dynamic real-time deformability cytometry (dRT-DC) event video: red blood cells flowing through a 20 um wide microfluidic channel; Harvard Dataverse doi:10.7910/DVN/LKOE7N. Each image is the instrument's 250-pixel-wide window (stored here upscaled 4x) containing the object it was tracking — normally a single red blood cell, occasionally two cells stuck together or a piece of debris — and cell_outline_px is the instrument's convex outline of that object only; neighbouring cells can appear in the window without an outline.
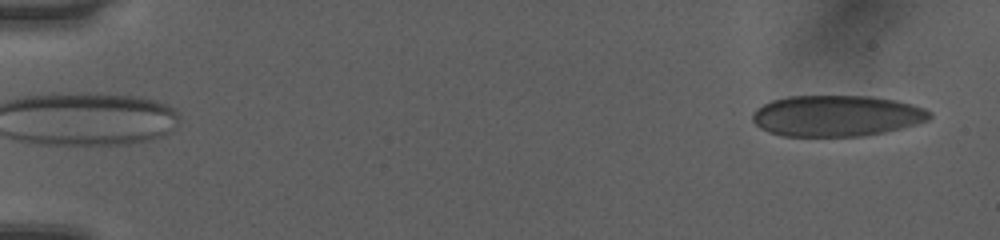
{"species": "human", "species_latin": "Homo sapiens", "temperature_condition": "room temperature", "stored_images_in_passage": 52, "camera_frame_rate_fps": 3000, "um_per_image_px": 0.085, "donor": {"sex": "female"}, "frame": {"image": 1, "passage_image": 2, "time_ms": 0.333, "image_size_px": [1000, 240], "cell_outline_px": [[932, 116], [928, 120], [900, 128], [884, 132], [860, 136], [784, 136], [768, 132], [760, 128], [752, 120], [752, 112], [756, 108], [772, 100], [792, 96], [868, 96], [896, 100], [912, 104], [924, 108], [932, 112]], "centroid_in_image_um": [71.09, 9.84], "position_along_channel_um": 13.9, "area_um2": 42.37}}
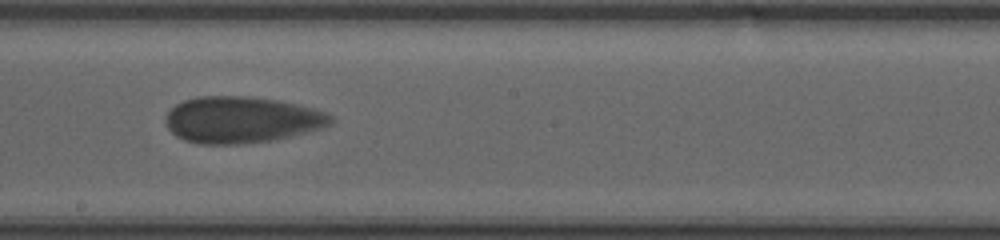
{"frame": {"image": 2, "passage_image": 30, "time_ms": 9.667, "image_size_px": [1000, 240], "cell_outline_px": [[332, 120], [328, 124], [320, 128], [272, 140], [240, 144], [200, 144], [184, 140], [176, 136], [168, 128], [164, 120], [168, 112], [176, 104], [184, 100], [196, 96], [248, 96], [280, 100], [312, 108], [324, 112], [332, 116]], "centroid_in_image_um": [20.47, 10.17], "position_along_channel_um": 227.7, "area_um2": 44.45}}
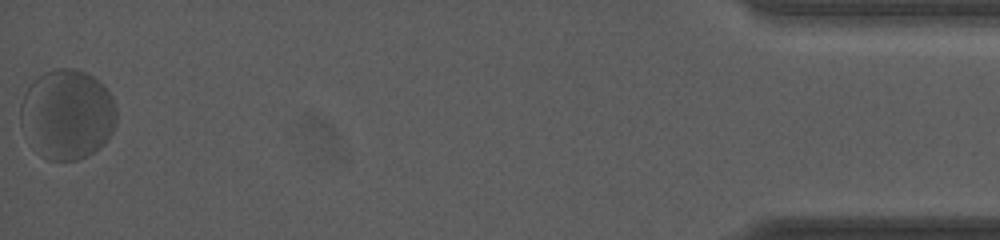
{"frame": {"image": 3, "passage_image": 52, "time_ms": 17.0, "image_size_px": [1000, 240], "cell_outline_px": [[116, 124], [112, 132], [100, 148], [76, 160], [48, 160], [44, 156], [20, 124], [20, 104], [24, 92], [28, 84], [32, 80], [56, 68], [72, 68], [84, 72], [92, 76], [104, 84], [112, 96], [116, 104]], "centroid_in_image_um": [5.74, 9.67], "position_along_channel_um": 429.5, "area_um2": 49.94}, "authors_computed_cell_mechanics": {"area_um2": 44.0147, "velocity_mm_per_s": 3.9017, "shape_relaxation_time_tau1_ms": 2.9158, "shape_relaxation_time_tau2_ms": null, "deformation_change_tau1": 0.0596, "deformation_change_tau2": null}}